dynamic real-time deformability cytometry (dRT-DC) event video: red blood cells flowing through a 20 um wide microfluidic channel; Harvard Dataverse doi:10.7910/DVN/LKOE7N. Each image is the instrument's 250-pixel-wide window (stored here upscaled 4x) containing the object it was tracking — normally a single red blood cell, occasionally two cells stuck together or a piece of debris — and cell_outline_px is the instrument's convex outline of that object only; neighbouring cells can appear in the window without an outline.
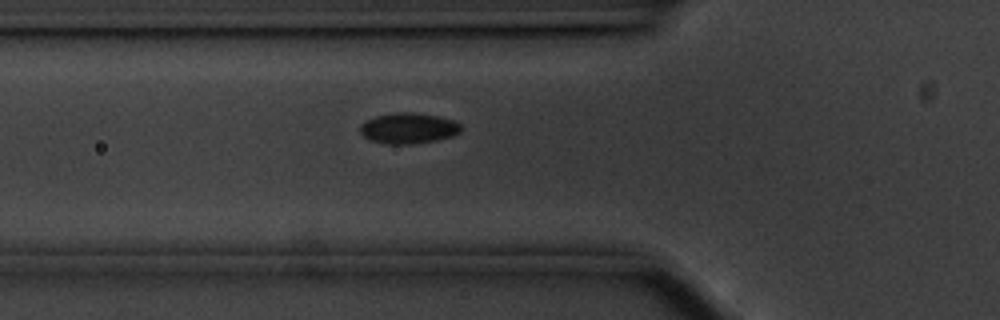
{"species": "common noctule bat (a hibernating species)", "species_latin": "Nyctalus noctula", "temperature_condition": "cold", "stored_images_in_passage": 43, "camera_frame_rate_fps": 3000, "um_per_image_px": 0.085, "animal": {"sex": "male", "body_mass_g": 20.1, "forearm_length_mm": 53.5}, "frame": {"image": 1, "passage_image": 7, "time_ms": 2.0, "image_size_px": [1000, 320], "cell_outline_px": [[464, 128], [460, 132], [452, 136], [436, 140], [412, 144], [384, 144], [368, 140], [360, 132], [360, 124], [364, 120], [376, 116], [396, 112], [412, 112], [436, 116], [452, 120], [460, 124]], "centroid_in_image_um": [34.68, 10.9], "position_along_channel_um": 91.1, "area_um2": 18.21}}
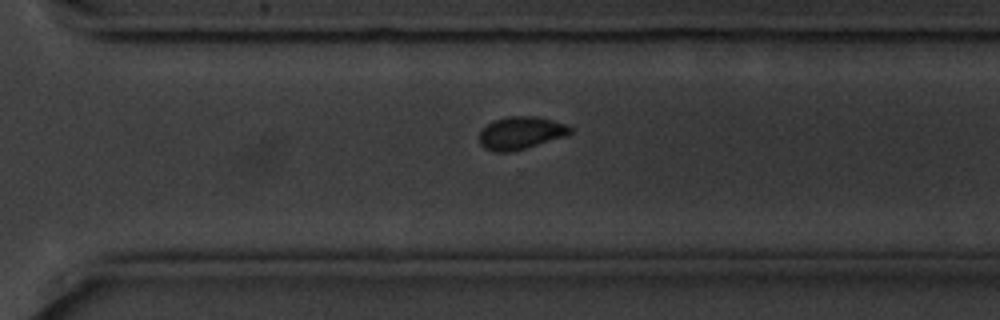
{"frame": {"image": 2, "passage_image": 27, "time_ms": 8.667, "image_size_px": [1000, 320], "cell_outline_px": [[572, 132], [564, 136], [512, 152], [496, 152], [484, 148], [480, 144], [480, 132], [492, 120], [512, 116], [536, 116], [568, 124], [572, 128]], "centroid_in_image_um": [44.27, 11.29], "position_along_channel_um": 326.3, "area_um2": 17.17}}
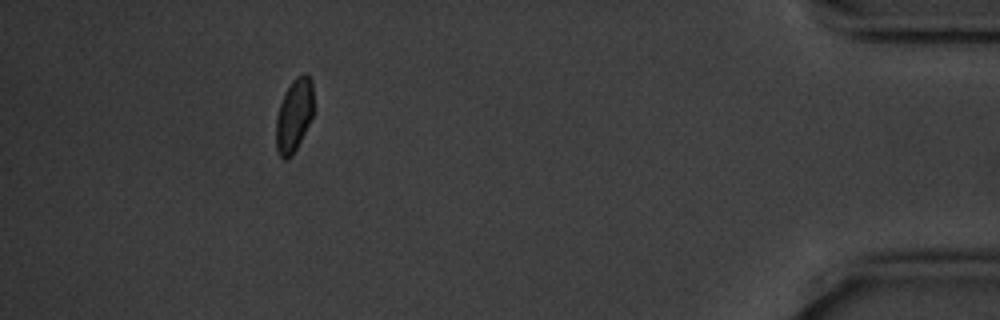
{"frame": {"image": 3, "passage_image": 39, "time_ms": 12.667, "image_size_px": [1000, 320], "cell_outline_px": [[312, 116], [292, 156], [288, 160], [284, 160], [280, 156], [276, 148], [276, 116], [284, 92], [292, 80], [296, 76], [304, 72], [312, 80]], "centroid_in_image_um": [24.97, 9.79], "position_along_channel_um": 410.2, "area_um2": 15.9}}